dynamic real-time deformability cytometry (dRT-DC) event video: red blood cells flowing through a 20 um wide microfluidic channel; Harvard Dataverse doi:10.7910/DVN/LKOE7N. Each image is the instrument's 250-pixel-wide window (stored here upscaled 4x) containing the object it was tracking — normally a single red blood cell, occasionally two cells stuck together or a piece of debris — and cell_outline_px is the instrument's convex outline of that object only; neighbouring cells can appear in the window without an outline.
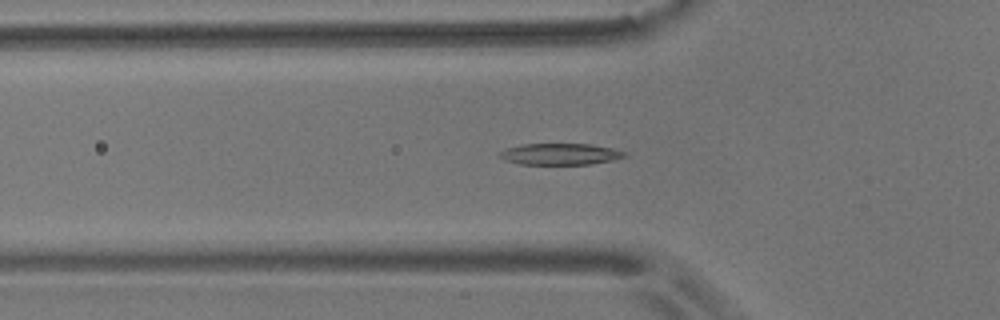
{"species": "common noctule bat (a hibernating species)", "species_latin": "Nyctalus noctula", "temperature_condition": "room temperature", "stored_images_in_passage": 53, "camera_frame_rate_fps": 3000, "um_per_image_px": 0.085, "animal": {"sex": "male", "body_mass_g": 17.9}, "frame": {"image": 1, "passage_image": 17, "time_ms": 5.333, "image_size_px": [1000, 320], "cell_outline_px": [[628, 156], [612, 160], [592, 164], [520, 164], [504, 160], [496, 156], [504, 148], [524, 144], [592, 144], [612, 148], [628, 152]], "centroid_in_image_um": [47.61, 13.09], "position_along_channel_um": 78.2, "area_um2": 15.78}}
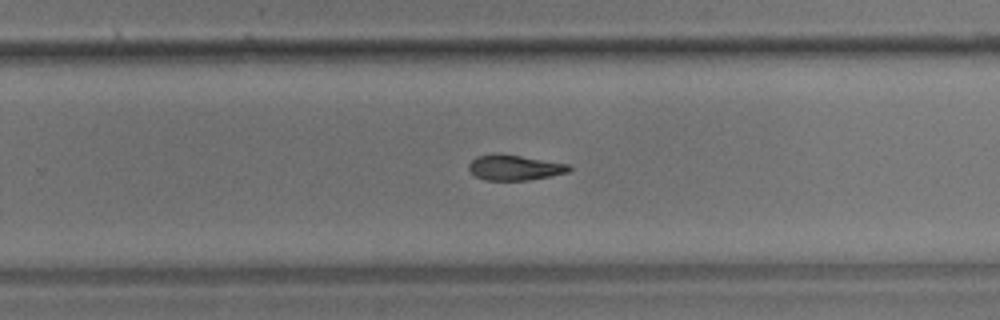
{"frame": {"image": 2, "passage_image": 34, "time_ms": 11.0, "image_size_px": [1000, 320], "cell_outline_px": [[572, 168], [568, 172], [552, 176], [528, 180], [484, 180], [476, 176], [468, 168], [468, 164], [476, 156], [496, 152], [500, 152], [568, 164]], "centroid_in_image_um": [43.72, 14.22], "position_along_channel_um": 286.1, "area_um2": 15.03}}
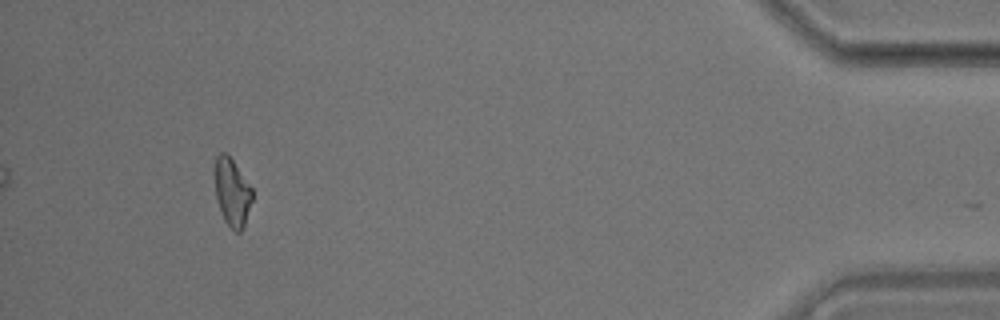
{"frame": {"image": 3, "passage_image": 50, "time_ms": 16.333, "image_size_px": [1000, 320], "cell_outline_px": [[252, 200], [244, 224], [240, 232], [236, 232], [224, 220], [216, 196], [216, 156], [220, 152], [224, 152], [232, 160], [252, 188]], "centroid_in_image_um": [19.74, 16.35], "position_along_channel_um": 415.5, "area_um2": 14.16}, "authors_computed_cell_mechanics": {"area_um2": 15.4904, "velocity_mm_per_s": 3.6552, "shape_relaxation_time_tau1_ms": 4.6294, "shape_relaxation_time_tau2_ms": 5.8481, "deformation_change_tau1": 0.1563, "deformation_change_tau2": 0.1438}}